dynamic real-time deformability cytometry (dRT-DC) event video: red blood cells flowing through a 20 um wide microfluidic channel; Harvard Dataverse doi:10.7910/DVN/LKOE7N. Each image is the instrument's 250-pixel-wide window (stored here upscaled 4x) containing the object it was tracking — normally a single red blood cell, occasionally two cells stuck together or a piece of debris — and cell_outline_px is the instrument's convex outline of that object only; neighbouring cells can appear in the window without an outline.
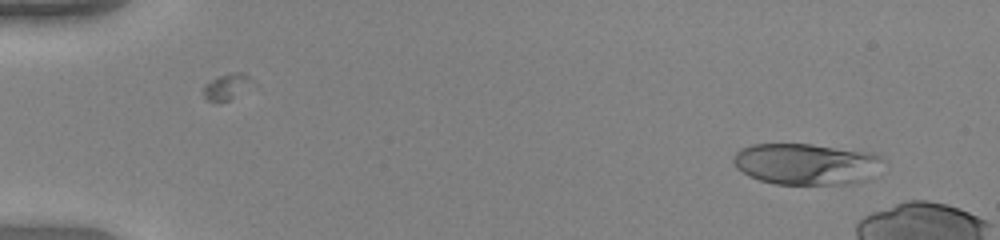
{"species": "human", "species_latin": "Homo sapiens", "temperature_condition": "warm", "stored_images_in_passage": 12, "camera_frame_rate_fps": 3000, "um_per_image_px": 0.085, "donor": {"sex": "female"}, "frame": {"image": 1, "passage_image": 1, "time_ms": 0.0, "image_size_px": [1000, 240], "cell_outline_px": [[888, 160], [864, 180], [852, 184], [776, 184], [760, 180], [748, 176], [736, 168], [732, 160], [736, 152], [740, 148], [752, 144], [812, 144], [872, 152]], "centroid_in_image_um": [68.52, 13.93], "position_along_channel_um": 16.5, "area_um2": 36.3}}